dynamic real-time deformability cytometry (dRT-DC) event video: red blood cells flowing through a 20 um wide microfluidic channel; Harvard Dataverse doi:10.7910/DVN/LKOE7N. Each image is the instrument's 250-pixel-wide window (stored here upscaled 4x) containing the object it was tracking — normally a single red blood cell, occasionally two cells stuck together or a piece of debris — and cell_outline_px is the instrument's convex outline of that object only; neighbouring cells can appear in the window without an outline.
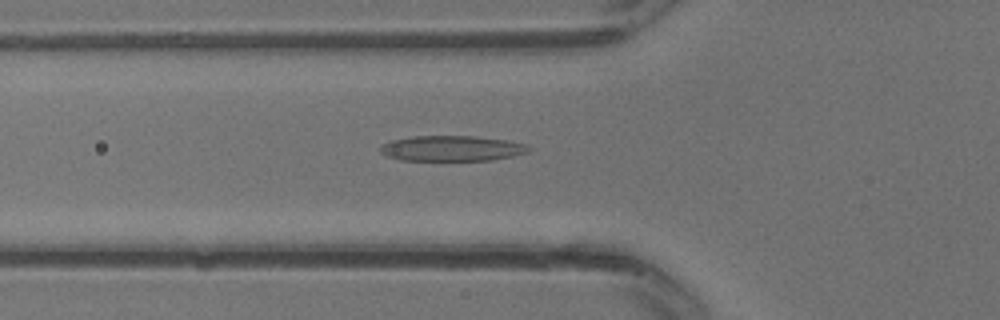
{"species": "common noctule bat (a hibernating species)", "species_latin": "Nyctalus noctula", "temperature_condition": "warm", "stored_images_in_passage": 12, "camera_frame_rate_fps": 3000, "um_per_image_px": 0.085, "animal": {"sex": "male", "body_mass_g": 13.3}, "frame": {"image": 1, "passage_image": 6, "time_ms": 1.667, "image_size_px": [1000, 320], "cell_outline_px": [[532, 148], [528, 152], [512, 156], [492, 160], [400, 160], [388, 156], [380, 152], [380, 148], [388, 140], [412, 136], [476, 136], [508, 140], [528, 144]], "centroid_in_image_um": [38.43, 12.6], "position_along_channel_um": 87.4, "area_um2": 22.14}}
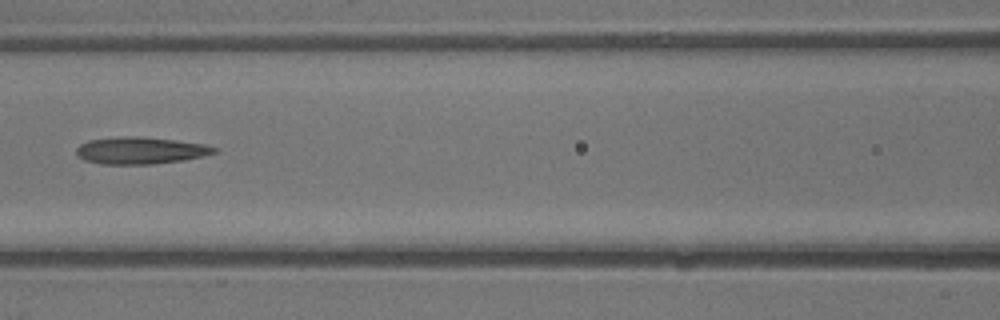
{"frame": {"image": 2, "passage_image": 9, "time_ms": 2.667, "image_size_px": [1000, 320], "cell_outline_px": [[216, 152], [204, 156], [184, 160], [152, 164], [100, 164], [84, 160], [76, 156], [76, 148], [80, 144], [88, 140], [120, 136], [136, 136], [176, 140], [208, 144], [216, 148]], "centroid_in_image_um": [11.92, 12.79], "position_along_channel_um": 154.7, "area_um2": 21.91}}
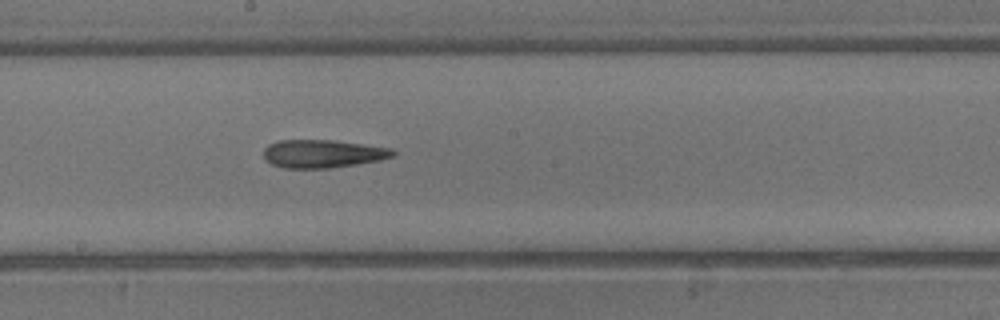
{"frame": {"image": 3, "passage_image": 12, "time_ms": 3.667, "image_size_px": [1000, 320], "cell_outline_px": [[396, 156], [380, 160], [332, 168], [284, 168], [272, 164], [264, 160], [264, 148], [268, 144], [276, 140], [336, 140], [392, 148], [396, 152]], "centroid_in_image_um": [27.44, 13.06], "position_along_channel_um": 220.8, "area_um2": 21.44}}